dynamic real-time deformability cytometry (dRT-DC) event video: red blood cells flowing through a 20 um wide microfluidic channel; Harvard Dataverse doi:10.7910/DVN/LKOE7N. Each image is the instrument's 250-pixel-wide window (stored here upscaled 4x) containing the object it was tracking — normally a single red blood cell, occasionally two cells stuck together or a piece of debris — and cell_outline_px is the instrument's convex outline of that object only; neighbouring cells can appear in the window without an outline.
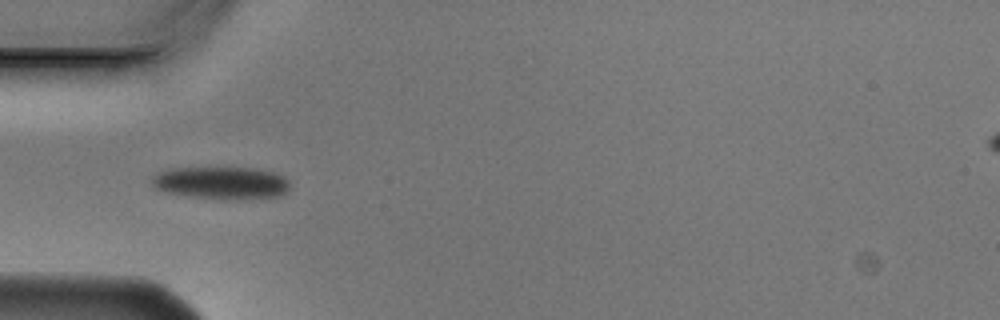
{"species": "Egyptian fruit bat (a non-hibernating species)", "species_latin": "Rousettus aegyptiacus", "temperature_condition": "cold", "stored_images_in_passage": 13, "camera_frame_rate_fps": 3000, "um_per_image_px": 0.085, "animal": {"sex": "male"}, "frame": {"image": 1, "passage_image": 4, "time_ms": 1.0, "image_size_px": [1000, 320], "cell_outline_px": [[292, 184], [288, 192], [280, 196], [228, 200], [220, 200], [164, 192], [152, 188], [152, 176], [156, 172], [168, 168], [256, 168], [272, 172], [284, 176]], "centroid_in_image_um": [18.81, 15.55], "position_along_channel_um": 66.2, "area_um2": 26.65}}
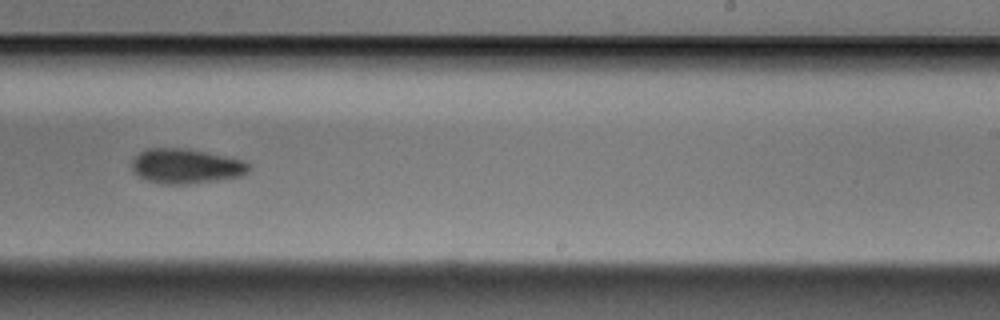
{"frame": {"image": 2, "passage_image": 9, "time_ms": 2.667, "image_size_px": [1000, 320], "cell_outline_px": [[252, 168], [248, 172], [240, 176], [216, 180], [188, 184], [160, 184], [136, 176], [132, 168], [132, 156], [144, 148], [184, 148], [244, 160]], "centroid_in_image_um": [15.75, 14.12], "position_along_channel_um": 273.3, "area_um2": 23.87}}
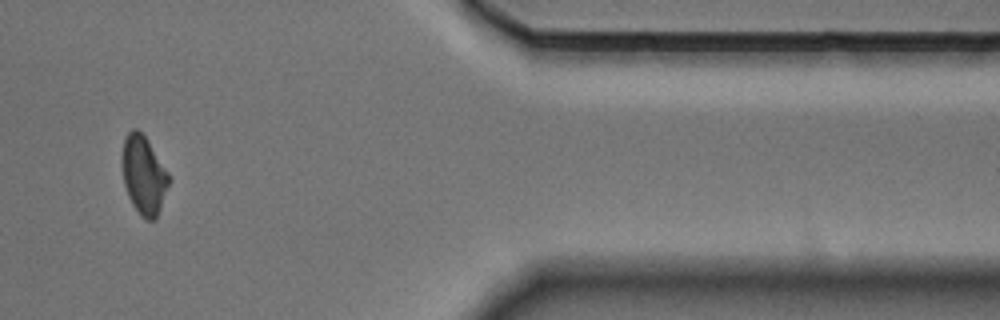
{"frame": {"image": 3, "passage_image": 12, "time_ms": 3.667, "image_size_px": [1000, 320], "cell_outline_px": [[172, 180], [156, 220], [148, 220], [140, 216], [132, 204], [128, 196], [124, 184], [120, 164], [120, 156], [124, 140], [128, 132], [132, 128], [136, 128], [144, 136], [172, 176]], "centroid_in_image_um": [12.22, 14.9], "position_along_channel_um": 399.2, "area_um2": 22.02}}